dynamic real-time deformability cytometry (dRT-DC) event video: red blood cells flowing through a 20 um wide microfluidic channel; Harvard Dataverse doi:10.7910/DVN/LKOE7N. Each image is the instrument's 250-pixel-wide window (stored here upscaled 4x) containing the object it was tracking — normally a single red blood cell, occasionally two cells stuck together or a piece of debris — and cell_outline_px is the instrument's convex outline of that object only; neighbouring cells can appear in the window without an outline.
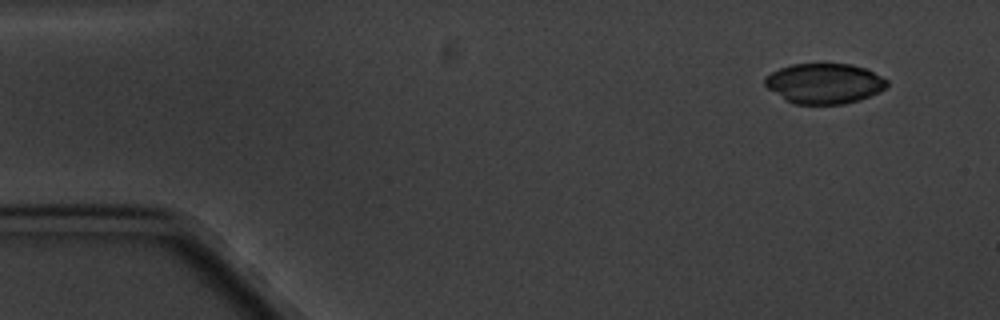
{"species": "common noctule bat (a hibernating species)", "species_latin": "Nyctalus noctula", "temperature_condition": "cold", "stored_images_in_passage": 5, "camera_frame_rate_fps": 3000, "um_per_image_px": 0.085, "animal": {"sex": "male", "body_mass_g": 20.1, "forearm_length_mm": 53.5}, "frame": {"image": 1, "passage_image": 1, "time_ms": 0.0, "image_size_px": [1000, 320], "cell_outline_px": [[888, 84], [880, 92], [860, 100], [844, 104], [796, 104], [784, 100], [768, 88], [764, 84], [764, 80], [772, 72], [780, 68], [792, 64], [852, 64], [868, 68], [888, 80]], "centroid_in_image_um": [70.1, 7.1], "position_along_channel_um": 14.9, "area_um2": 28.78}}